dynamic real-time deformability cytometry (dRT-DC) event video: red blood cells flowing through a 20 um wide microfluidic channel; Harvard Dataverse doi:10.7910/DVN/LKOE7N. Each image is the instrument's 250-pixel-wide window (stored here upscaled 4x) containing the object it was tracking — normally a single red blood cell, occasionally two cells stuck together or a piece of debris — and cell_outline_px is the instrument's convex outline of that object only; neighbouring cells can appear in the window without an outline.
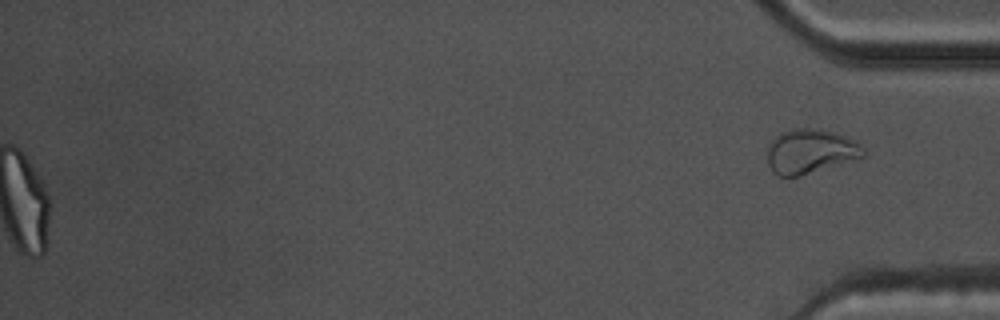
{"species": "common noctule bat (a hibernating species)", "species_latin": "Nyctalus noctula", "temperature_condition": "warm", "stored_images_in_passage": 55, "segment_of_instrument_passage": [2, 2], "camera_frame_rate_fps": 3000, "um_per_image_px": 0.085, "animal": {"sex": "male", "body_mass_g": 17.5, "forearm_length_mm": 52.3}, "frame": {"image": 1, "passage_image": 55, "time_ms": 18.0, "image_size_px": [1000, 320], "cell_outline_px": [[864, 156], [800, 176], [776, 176], [772, 172], [768, 164], [768, 144], [780, 132], [792, 128], [812, 128], [832, 132], [844, 136], [860, 144], [864, 148]], "centroid_in_image_um": [68.82, 12.86], "position_along_channel_um": 366.4, "area_um2": 24.62}}